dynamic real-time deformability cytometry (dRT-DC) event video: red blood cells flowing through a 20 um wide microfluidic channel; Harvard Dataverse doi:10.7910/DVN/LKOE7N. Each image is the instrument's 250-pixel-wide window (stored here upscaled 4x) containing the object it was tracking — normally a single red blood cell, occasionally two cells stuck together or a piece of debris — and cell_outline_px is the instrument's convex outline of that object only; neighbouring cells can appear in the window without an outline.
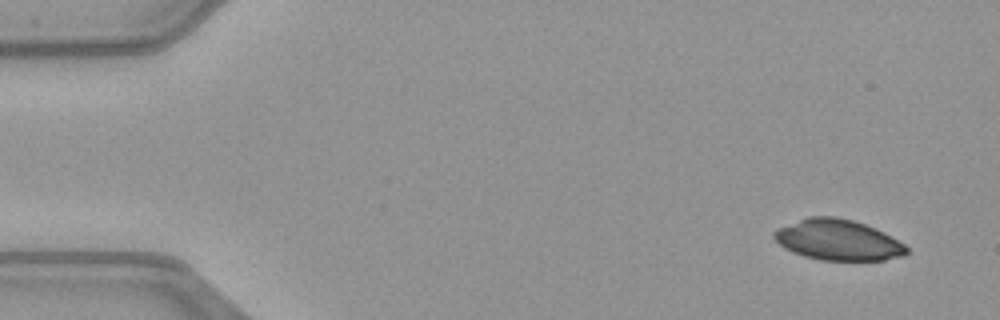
{"species": "common noctule bat (a hibernating species)", "species_latin": "Nyctalus noctula", "temperature_condition": "warm", "stored_images_in_passage": 3, "camera_frame_rate_fps": 3000, "um_per_image_px": 0.085, "animal": {"sex": "female", "body_mass_g": 21.9}, "frame": {"image": 1, "passage_image": 1, "time_ms": 0.0, "image_size_px": [1000, 320], "cell_outline_px": [[904, 252], [868, 260], [848, 260], [820, 256], [804, 252], [796, 248], [872, 232], [876, 232], [892, 240], [904, 248]], "centroid_in_image_um": [72.76, 21.05], "position_along_channel_um": 12.2, "area_um2": 13.24}}